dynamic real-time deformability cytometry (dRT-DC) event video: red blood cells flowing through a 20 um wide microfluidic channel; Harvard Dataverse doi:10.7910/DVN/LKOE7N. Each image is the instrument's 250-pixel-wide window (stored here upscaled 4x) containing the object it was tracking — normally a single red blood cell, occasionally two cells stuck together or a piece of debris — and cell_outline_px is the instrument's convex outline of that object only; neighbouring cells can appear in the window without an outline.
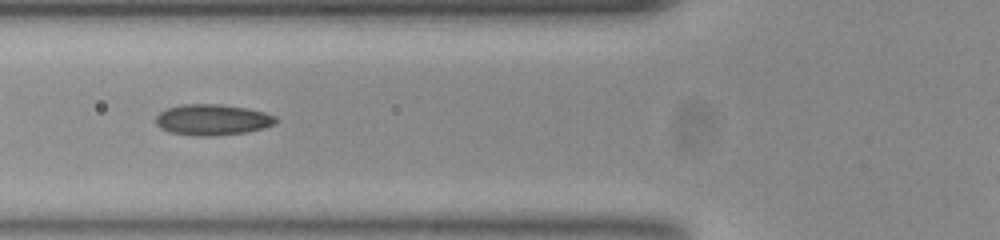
{"species": "common noctule bat (a hibernating species)", "species_latin": "Nyctalus noctula", "temperature_condition": "room temperature", "stored_images_in_passage": 19, "camera_frame_rate_fps": 3000, "um_per_image_px": 0.085, "animal": {"sex": "female", "body_mass_g": 23.0, "forearm_length_mm": 53.4}, "frame": {"image": 1, "passage_image": 6, "time_ms": 1.667, "image_size_px": [1000, 240], "cell_outline_px": [[276, 124], [264, 128], [244, 132], [212, 136], [196, 136], [172, 132], [160, 128], [156, 124], [156, 116], [160, 112], [168, 108], [180, 104], [220, 104], [248, 108], [264, 112], [276, 116]], "centroid_in_image_um": [18.06, 10.17], "position_along_channel_um": 107.7, "area_um2": 21.62}}
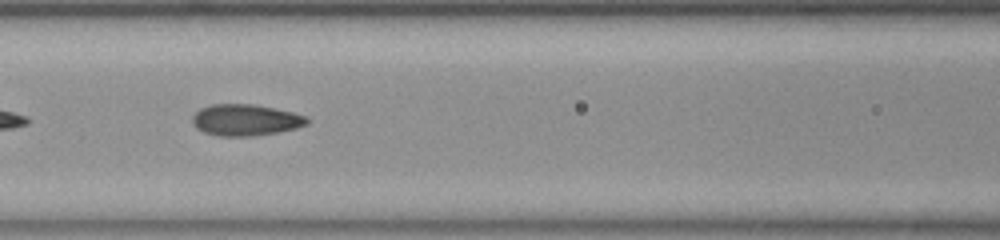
{"frame": {"image": 2, "passage_image": 9, "time_ms": 2.667, "image_size_px": [1000, 240], "cell_outline_px": [[308, 124], [296, 128], [276, 132], [248, 136], [220, 136], [204, 132], [196, 128], [192, 124], [192, 116], [200, 108], [212, 104], [256, 104], [292, 112], [308, 116]], "centroid_in_image_um": [20.85, 10.19], "position_along_channel_um": 145.7, "area_um2": 20.98}}
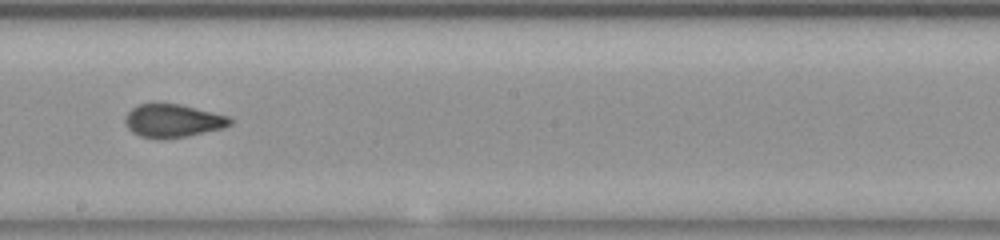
{"frame": {"image": 3, "passage_image": 16, "time_ms": 5.0, "image_size_px": [1000, 240], "cell_outline_px": [[232, 124], [224, 128], [188, 136], [156, 140], [140, 136], [132, 132], [128, 128], [124, 120], [124, 116], [136, 104], [156, 100], [180, 104], [228, 116], [232, 120]], "centroid_in_image_um": [14.63, 10.23], "position_along_channel_um": 233.6, "area_um2": 21.04}}